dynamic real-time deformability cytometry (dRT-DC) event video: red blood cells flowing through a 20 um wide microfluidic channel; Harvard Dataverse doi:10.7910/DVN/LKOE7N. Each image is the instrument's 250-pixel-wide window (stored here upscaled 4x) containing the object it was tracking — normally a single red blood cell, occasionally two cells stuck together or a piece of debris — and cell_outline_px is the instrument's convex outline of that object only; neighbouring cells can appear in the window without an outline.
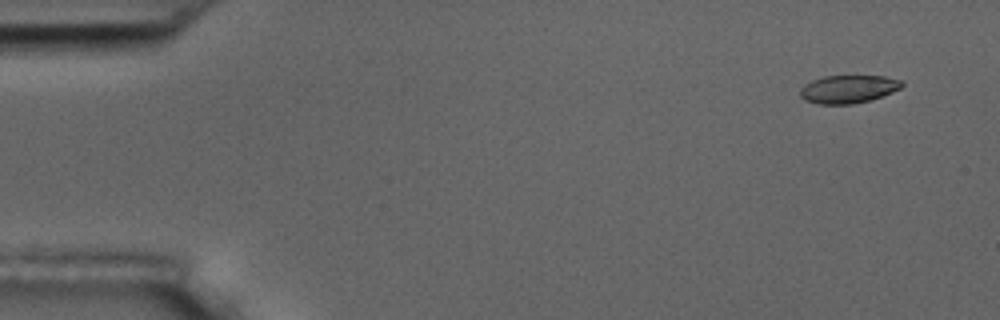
{"species": "common noctule bat (a hibernating species)", "species_latin": "Nyctalus noctula", "temperature_condition": "room temperature", "stored_images_in_passage": 5, "camera_frame_rate_fps": 3000, "um_per_image_px": 0.085, "animal": {"sex": "male", "body_mass_g": 17.5, "forearm_length_mm": 52.3}, "frame": {"image": 1, "passage_image": 2, "time_ms": 1.0, "image_size_px": [1000, 320], "cell_outline_px": [[904, 84], [900, 88], [892, 92], [868, 100], [852, 104], [816, 104], [804, 100], [800, 96], [800, 88], [804, 84], [812, 80], [824, 76], [884, 76], [904, 80]], "centroid_in_image_um": [72.08, 7.57], "position_along_channel_um": 12.9, "area_um2": 16.65}}
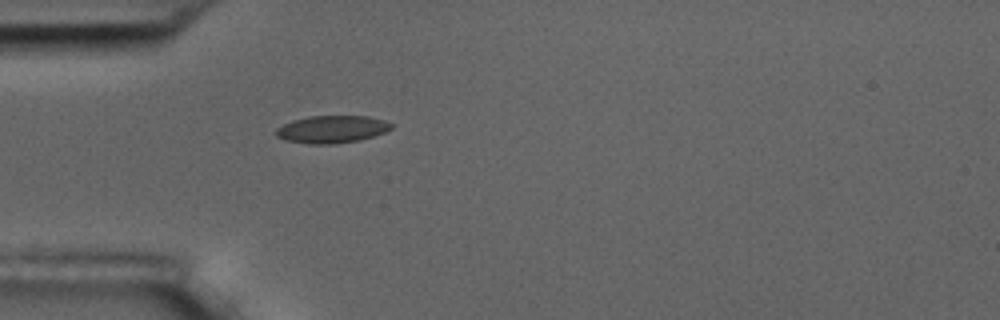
{"frame": {"image": 2, "passage_image": 5, "time_ms": 5.333, "image_size_px": [1000, 320], "cell_outline_px": [[392, 128], [384, 132], [360, 140], [336, 144], [308, 144], [284, 140], [276, 136], [276, 128], [292, 120], [308, 116], [368, 116], [384, 120], [392, 124]], "centroid_in_image_um": [28.18, 10.99], "position_along_channel_um": 56.8, "area_um2": 18.5}}